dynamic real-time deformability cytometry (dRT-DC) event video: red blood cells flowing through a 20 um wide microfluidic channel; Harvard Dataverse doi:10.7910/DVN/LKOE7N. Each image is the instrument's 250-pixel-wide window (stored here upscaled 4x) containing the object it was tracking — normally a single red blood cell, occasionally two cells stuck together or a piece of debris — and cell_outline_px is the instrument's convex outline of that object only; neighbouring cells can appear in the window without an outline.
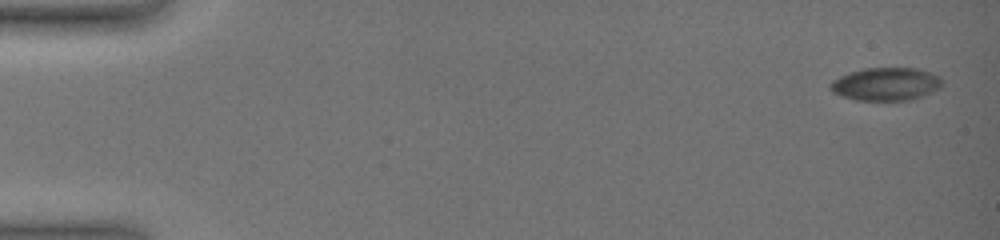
{"species": "common noctule bat (a hibernating species)", "species_latin": "Nyctalus noctula", "temperature_condition": "warm", "stored_images_in_passage": 16, "camera_frame_rate_fps": 3000, "um_per_image_px": 0.085, "animal": {"sex": "female", "body_mass_g": 19.0, "forearm_length_mm": 51.5}, "frame": {"image": 1, "passage_image": 1, "time_ms": 0.0, "image_size_px": [1000, 240], "cell_outline_px": [[940, 88], [912, 100], [856, 100], [840, 96], [832, 92], [828, 88], [828, 84], [832, 80], [848, 72], [864, 68], [916, 68], [940, 76]], "centroid_in_image_um": [75.23, 7.15], "position_along_channel_um": 9.8, "area_um2": 21.56}}
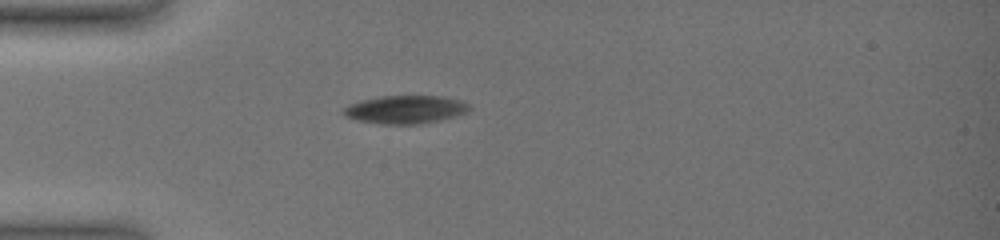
{"frame": {"image": 2, "passage_image": 10, "time_ms": 4.667, "image_size_px": [1000, 240], "cell_outline_px": [[472, 108], [468, 112], [456, 116], [440, 120], [420, 124], [380, 124], [356, 120], [344, 116], [344, 108], [348, 104], [360, 100], [380, 96], [444, 96], [460, 100], [468, 104]], "centroid_in_image_um": [34.47, 9.31], "position_along_channel_um": 50.5, "area_um2": 20.81}}
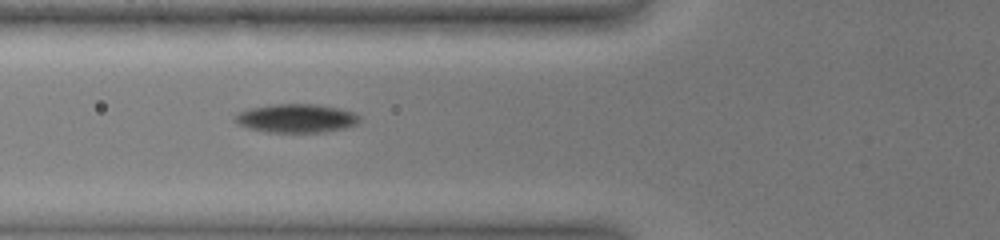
{"frame": {"image": 3, "passage_image": 14, "time_ms": 6.333, "image_size_px": [1000, 240], "cell_outline_px": [[360, 120], [356, 124], [344, 128], [324, 132], [268, 132], [248, 128], [232, 120], [232, 116], [236, 112], [248, 108], [272, 104], [316, 104], [340, 108], [356, 112], [360, 116]], "centroid_in_image_um": [25.16, 10.04], "position_along_channel_um": 100.6, "area_um2": 21.1}}